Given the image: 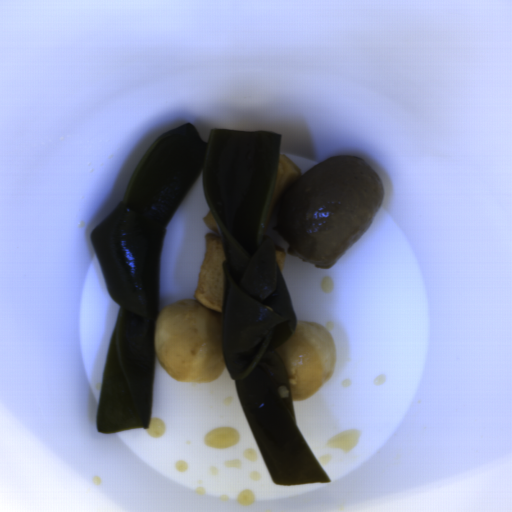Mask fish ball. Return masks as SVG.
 <instances>
[{
	"label": "fish ball",
	"instance_id": "29854b86",
	"mask_svg": "<svg viewBox=\"0 0 512 512\" xmlns=\"http://www.w3.org/2000/svg\"><path fill=\"white\" fill-rule=\"evenodd\" d=\"M227 253L219 235L207 233L193 298L168 304L154 324V355L176 380L209 382L228 367L223 349Z\"/></svg>",
	"mask_w": 512,
	"mask_h": 512
},
{
	"label": "fish ball",
	"instance_id": "53f4d19a",
	"mask_svg": "<svg viewBox=\"0 0 512 512\" xmlns=\"http://www.w3.org/2000/svg\"><path fill=\"white\" fill-rule=\"evenodd\" d=\"M275 349L283 363L292 400L312 395L334 369L336 341L322 325L297 320L285 341Z\"/></svg>",
	"mask_w": 512,
	"mask_h": 512
},
{
	"label": "fish ball",
	"instance_id": "745d8928",
	"mask_svg": "<svg viewBox=\"0 0 512 512\" xmlns=\"http://www.w3.org/2000/svg\"><path fill=\"white\" fill-rule=\"evenodd\" d=\"M301 173V168L298 164L290 160L287 156L280 152L279 166L276 176V181L271 196V200L265 215L263 231L268 229V225L275 207L280 200L283 192L298 179Z\"/></svg>",
	"mask_w": 512,
	"mask_h": 512
},
{
	"label": "fish ball",
	"instance_id": "b283a14b",
	"mask_svg": "<svg viewBox=\"0 0 512 512\" xmlns=\"http://www.w3.org/2000/svg\"><path fill=\"white\" fill-rule=\"evenodd\" d=\"M275 258L282 272L286 261V249H284L282 245H275Z\"/></svg>",
	"mask_w": 512,
	"mask_h": 512
},
{
	"label": "fish ball",
	"instance_id": "7c6ef55b",
	"mask_svg": "<svg viewBox=\"0 0 512 512\" xmlns=\"http://www.w3.org/2000/svg\"><path fill=\"white\" fill-rule=\"evenodd\" d=\"M204 223L210 227L212 230H214L215 232L219 233L221 235V232H220V229H219V225L213 215V213L210 211H208L203 217H202Z\"/></svg>",
	"mask_w": 512,
	"mask_h": 512
}]
</instances>
